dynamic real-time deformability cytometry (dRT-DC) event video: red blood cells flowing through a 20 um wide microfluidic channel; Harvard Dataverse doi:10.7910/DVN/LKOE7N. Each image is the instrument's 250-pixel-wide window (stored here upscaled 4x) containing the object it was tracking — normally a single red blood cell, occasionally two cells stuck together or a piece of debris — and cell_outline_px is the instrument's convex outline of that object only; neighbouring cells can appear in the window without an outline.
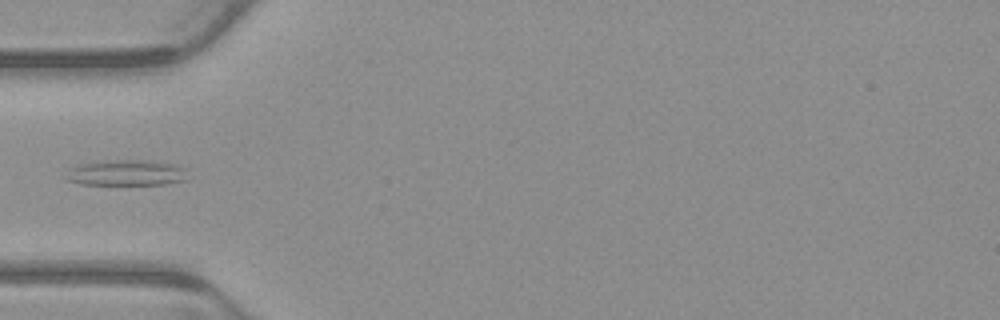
{"species": "common noctule bat (a hibernating species)", "species_latin": "Nyctalus noctula", "temperature_condition": "warm", "stored_images_in_passage": 5, "camera_frame_rate_fps": 3000, "um_per_image_px": 0.085, "animal": {"sex": "male", "body_mass_g": 23.1, "forearm_length_mm": 52.7}, "frame": {"image": 1, "passage_image": 4, "time_ms": 1.0, "image_size_px": [1000, 320], "cell_outline_px": [[188, 180], [164, 184], [80, 184], [64, 180], [60, 176], [72, 168], [80, 164], [104, 160], [144, 160], [172, 164], [184, 168]], "centroid_in_image_um": [10.66, 14.69], "position_along_channel_um": 74.3, "area_um2": 18.38}}